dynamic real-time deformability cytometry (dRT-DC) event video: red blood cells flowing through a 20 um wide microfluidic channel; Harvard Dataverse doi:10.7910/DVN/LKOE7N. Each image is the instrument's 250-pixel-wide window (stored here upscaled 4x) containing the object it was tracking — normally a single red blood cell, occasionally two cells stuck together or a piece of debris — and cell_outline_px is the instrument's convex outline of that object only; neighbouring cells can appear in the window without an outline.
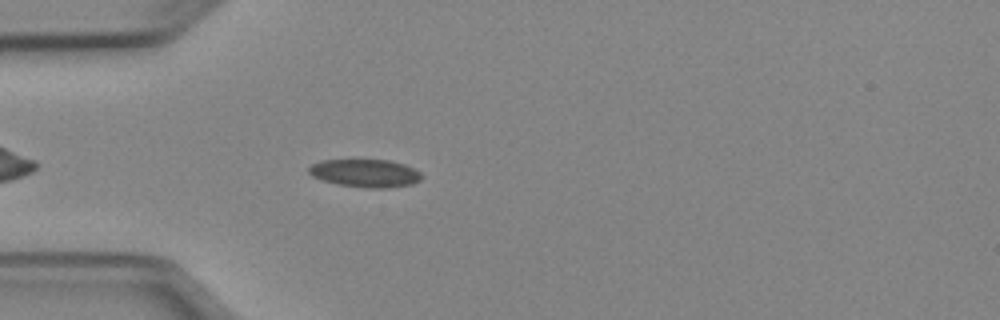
{"species": "Egyptian fruit bat (a non-hibernating species)", "species_latin": "Rousettus aegyptiacus", "temperature_condition": "cold", "stored_images_in_passage": 41, "camera_frame_rate_fps": 3000, "um_per_image_px": 0.085, "animal": {"sex": "female"}, "frame": {"image": 1, "passage_image": 5, "time_ms": 1.333, "image_size_px": [1000, 320], "cell_outline_px": [[424, 176], [420, 180], [412, 184], [388, 188], [368, 188], [336, 184], [320, 180], [312, 176], [308, 172], [308, 168], [312, 164], [320, 160], [388, 160], [404, 164], [420, 172]], "centroid_in_image_um": [31.03, 14.73], "position_along_channel_um": 54.0, "area_um2": 18.5}}
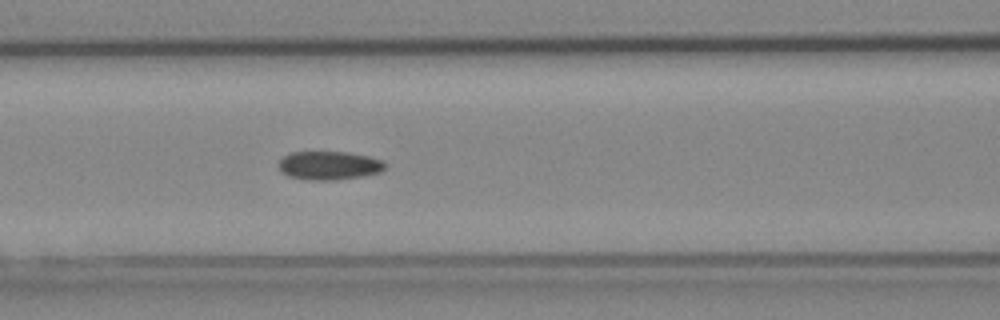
{"frame": {"image": 2, "passage_image": 12, "time_ms": 3.667, "image_size_px": [1000, 320], "cell_outline_px": [[388, 164], [380, 172], [360, 176], [336, 180], [308, 180], [288, 176], [280, 172], [280, 160], [284, 156], [292, 152], [348, 152], [368, 156], [384, 160]], "centroid_in_image_um": [27.99, 14.06], "position_along_channel_um": 138.6, "area_um2": 17.74}}
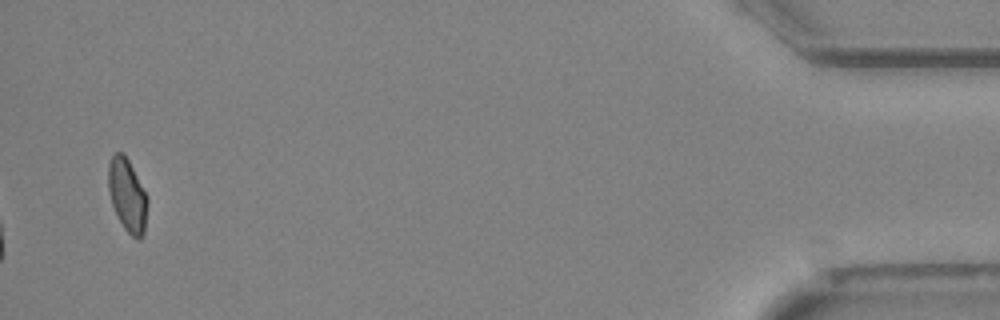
{"frame": {"image": 3, "passage_image": 40, "time_ms": 13.0, "image_size_px": [1000, 320], "cell_outline_px": [[148, 204], [144, 232], [140, 240], [136, 240], [124, 228], [112, 204], [108, 188], [108, 164], [112, 156], [116, 152], [124, 152], [148, 196]], "centroid_in_image_um": [10.84, 16.59], "position_along_channel_um": 424.4, "area_um2": 16.7}, "authors_computed_cell_mechanics": {"area_um2": 17.6868, "velocity_mm_per_s": 3.952, "shape_relaxation_time_tau1_ms": null, "shape_relaxation_time_tau2_ms": 5.6846, "deformation_change_tau1": null, "deformation_change_tau2": 0.1007}}